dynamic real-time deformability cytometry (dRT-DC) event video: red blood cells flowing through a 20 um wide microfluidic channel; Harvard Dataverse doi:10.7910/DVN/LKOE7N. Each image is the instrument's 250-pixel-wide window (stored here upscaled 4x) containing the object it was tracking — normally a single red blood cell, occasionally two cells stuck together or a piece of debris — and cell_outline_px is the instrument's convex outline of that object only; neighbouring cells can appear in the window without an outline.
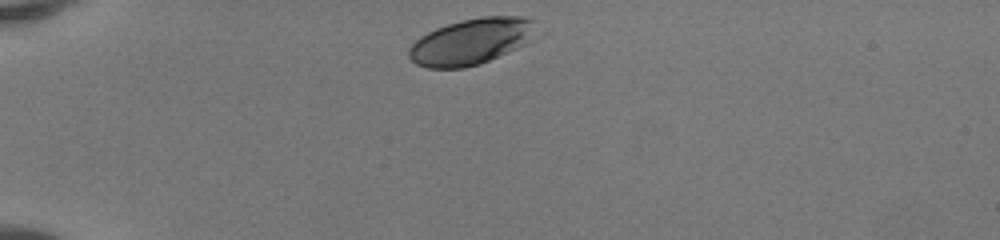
{"species": "human", "species_latin": "Homo sapiens", "temperature_condition": "room temperature", "stored_images_in_passage": 32, "camera_frame_rate_fps": 3000, "um_per_image_px": 0.085, "donor": {"sex": "female"}, "frame": {"image": 1, "passage_image": 1, "time_ms": 0.0, "image_size_px": [1000, 240], "cell_outline_px": [[536, 20], [524, 44], [516, 48], [480, 64], [464, 68], [428, 68], [416, 64], [408, 56], [408, 48], [420, 36], [436, 28], [448, 24], [464, 20], [484, 16], [524, 16]], "centroid_in_image_um": [39.97, 3.53], "position_along_channel_um": 45.0, "area_um2": 33.58}}
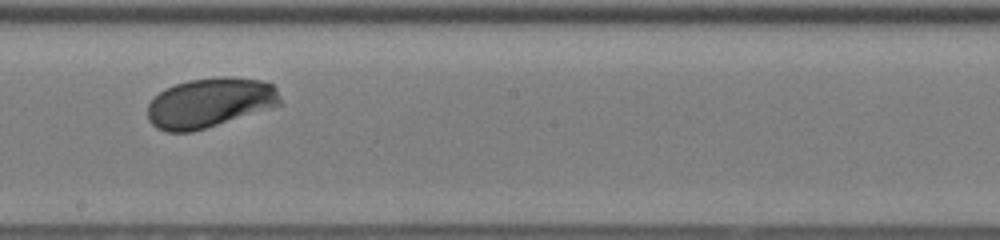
{"frame": {"image": 2, "passage_image": 18, "time_ms": 5.667, "image_size_px": [1000, 240], "cell_outline_px": [[280, 104], [272, 108], [192, 132], [168, 132], [156, 128], [148, 120], [148, 104], [164, 88], [188, 80], [220, 76], [228, 76], [260, 80], [272, 84], [276, 88], [280, 100]], "centroid_in_image_um": [17.82, 8.73], "position_along_channel_um": 230.4, "area_um2": 38.38}}
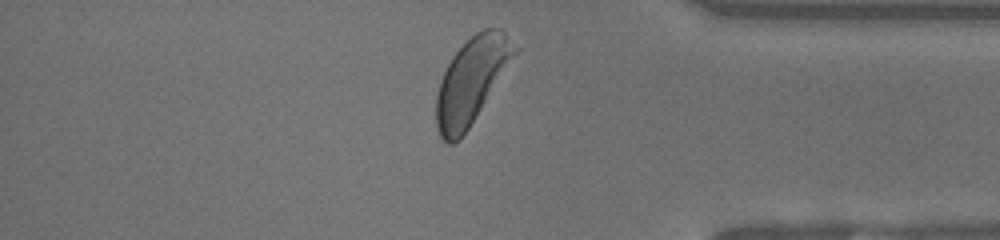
{"frame": {"image": 3, "passage_image": 31, "time_ms": 10.0, "image_size_px": [1000, 240], "cell_outline_px": [[520, 48], [468, 128], [452, 144], [448, 144], [440, 136], [436, 128], [436, 96], [440, 80], [452, 56], [476, 32], [484, 28], [500, 28]], "centroid_in_image_um": [40.07, 6.83], "position_along_channel_um": 395.1, "area_um2": 38.32}, "authors_computed_cell_mechanics": {"area_um2": 37.1943, "velocity_mm_per_s": 4.0884, "shape_relaxation_time_tau1_ms": 1.486, "shape_relaxation_time_tau2_ms": null, "deformation_change_tau1": 0.104, "deformation_change_tau2": null}}